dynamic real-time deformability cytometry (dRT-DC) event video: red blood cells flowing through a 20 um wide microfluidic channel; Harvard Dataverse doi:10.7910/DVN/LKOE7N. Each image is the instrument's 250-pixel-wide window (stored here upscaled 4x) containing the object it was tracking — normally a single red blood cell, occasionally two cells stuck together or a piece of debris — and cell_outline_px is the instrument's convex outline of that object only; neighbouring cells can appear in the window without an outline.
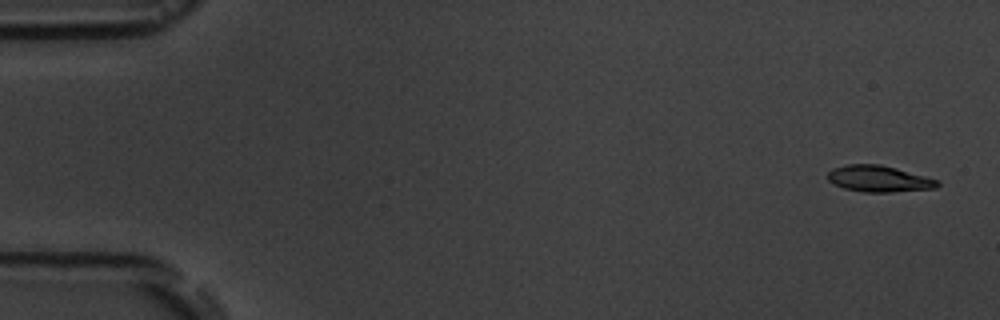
{"species": "common noctule bat (a hibernating species)", "species_latin": "Nyctalus noctula", "temperature_condition": "room temperature", "stored_images_in_passage": 5, "camera_frame_rate_fps": 3000, "um_per_image_px": 0.085, "animal": {"sex": "male", "body_mass_g": 19.5, "forearm_length_mm": 54.6}, "frame": {"image": 1, "passage_image": 1, "time_ms": 0.0, "image_size_px": [1000, 320], "cell_outline_px": [[940, 184], [936, 188], [892, 192], [864, 192], [844, 188], [828, 180], [828, 172], [832, 168], [848, 164], [880, 164], [896, 168], [940, 180]], "centroid_in_image_um": [74.73, 15.19], "position_along_channel_um": 10.3, "area_um2": 16.82}}
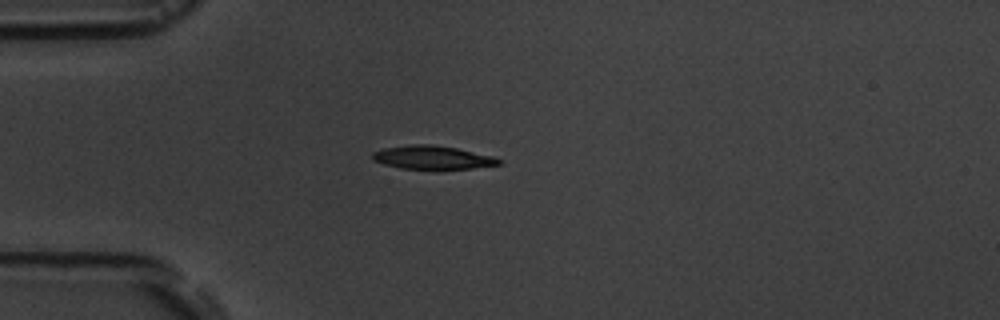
{"frame": {"image": 2, "passage_image": 5, "time_ms": 4.333, "image_size_px": [1000, 320], "cell_outline_px": [[500, 164], [472, 168], [440, 172], [432, 172], [400, 168], [384, 164], [372, 160], [372, 152], [384, 148], [408, 144], [432, 144], [456, 148], [492, 156], [500, 160]], "centroid_in_image_um": [36.72, 13.43], "position_along_channel_um": 48.3, "area_um2": 18.09}}